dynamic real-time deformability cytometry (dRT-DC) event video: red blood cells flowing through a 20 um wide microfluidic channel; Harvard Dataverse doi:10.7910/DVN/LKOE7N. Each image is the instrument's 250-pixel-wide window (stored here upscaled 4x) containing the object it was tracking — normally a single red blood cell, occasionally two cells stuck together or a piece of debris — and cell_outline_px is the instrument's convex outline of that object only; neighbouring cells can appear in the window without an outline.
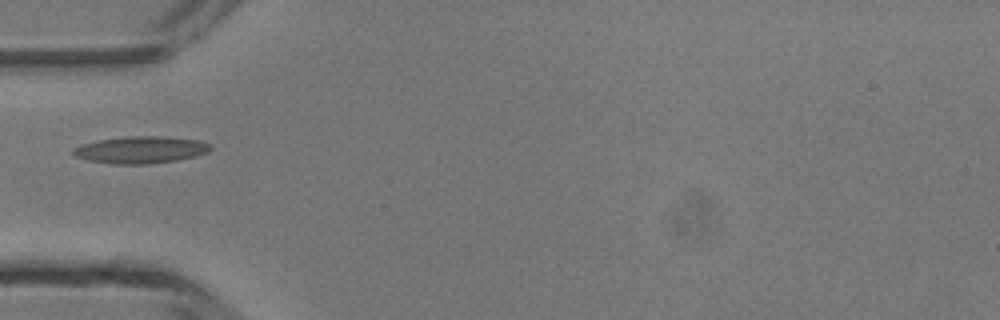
{"species": "common noctule bat (a hibernating species)", "species_latin": "Nyctalus noctula", "temperature_condition": "room temperature", "stored_images_in_passage": 2, "camera_frame_rate_fps": 3000, "um_per_image_px": 0.085, "animal": {"sex": "male", "body_mass_g": 13.3}, "frame": {"image": 1, "passage_image": 1, "time_ms": 0.0, "image_size_px": [1000, 320], "cell_outline_px": [[212, 148], [208, 152], [196, 156], [176, 160], [148, 164], [112, 164], [88, 160], [76, 156], [72, 152], [72, 148], [80, 144], [96, 140], [128, 136], [164, 136], [200, 140], [212, 144]], "centroid_in_image_um": [11.97, 12.72], "position_along_channel_um": 73.0, "area_um2": 21.85}}
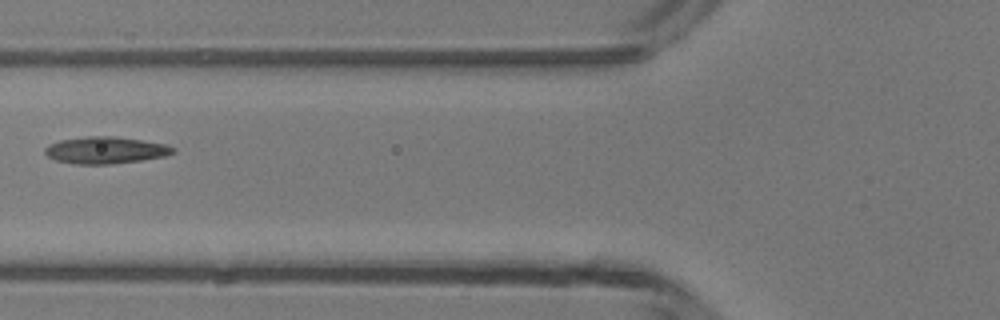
{"frame": {"image": 2, "passage_image": 2, "time_ms": 1.0, "image_size_px": [1000, 320], "cell_outline_px": [[176, 152], [164, 156], [140, 160], [112, 164], [76, 164], [56, 160], [48, 156], [44, 152], [44, 148], [48, 144], [60, 140], [84, 136], [116, 136], [144, 140], [168, 144], [176, 148]], "centroid_in_image_um": [8.99, 12.75], "position_along_channel_um": 116.8, "area_um2": 20.29}}